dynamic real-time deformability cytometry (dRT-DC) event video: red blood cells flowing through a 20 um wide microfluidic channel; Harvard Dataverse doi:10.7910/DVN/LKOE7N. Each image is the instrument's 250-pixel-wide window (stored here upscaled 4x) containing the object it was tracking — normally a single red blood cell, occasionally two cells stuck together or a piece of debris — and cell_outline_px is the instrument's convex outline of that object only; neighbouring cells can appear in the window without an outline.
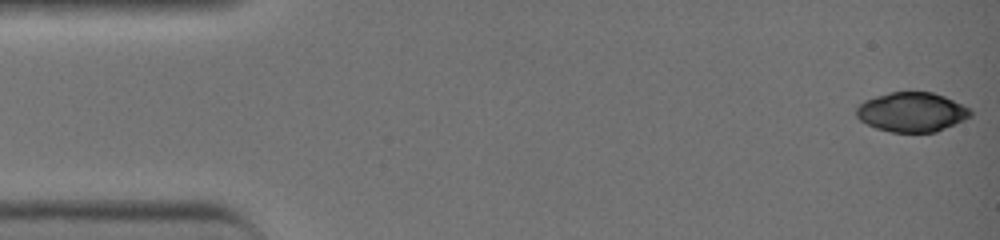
{"species": "common noctule bat (a hibernating species)", "species_latin": "Nyctalus noctula", "temperature_condition": "warm", "stored_images_in_passage": 40, "camera_frame_rate_fps": 3000, "um_per_image_px": 0.085, "animal": {"sex": "female", "body_mass_g": 19.0, "forearm_length_mm": 51.5}, "frame": {"image": 1, "passage_image": 1, "time_ms": 0.0, "image_size_px": [1000, 240], "cell_outline_px": [[972, 116], [964, 120], [936, 132], [892, 132], [876, 128], [860, 120], [856, 116], [856, 108], [864, 100], [876, 96], [892, 92], [932, 92], [944, 96], [968, 108], [972, 112]], "centroid_in_image_um": [77.49, 9.53], "position_along_channel_um": 7.5, "area_um2": 26.07}}
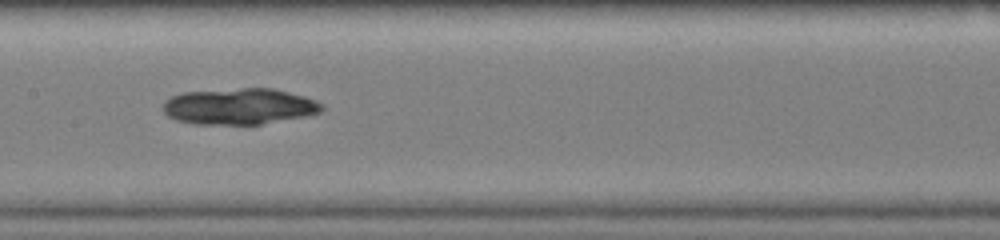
{"frame": {"image": 2, "passage_image": 21, "time_ms": 6.667, "image_size_px": [1000, 240], "cell_outline_px": [[320, 108], [316, 112], [300, 116], [260, 124], [204, 124], [180, 120], [164, 112], [164, 104], [172, 96], [184, 92], [240, 88], [276, 88], [304, 96], [316, 100], [320, 104]], "centroid_in_image_um": [20.33, 9.02], "position_along_channel_um": 187.1, "area_um2": 32.48}}
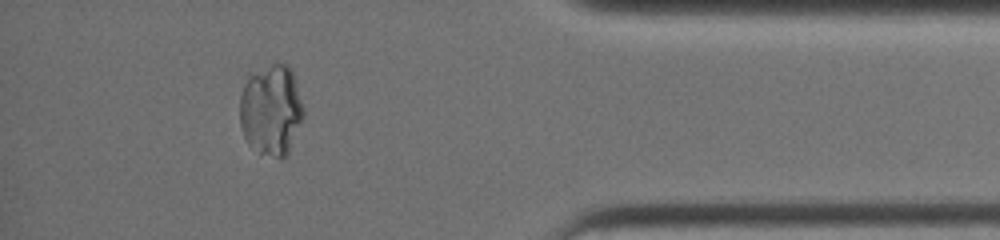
{"frame": {"image": 3, "passage_image": 37, "time_ms": 12.0, "image_size_px": [1000, 240], "cell_outline_px": [[300, 120], [288, 152], [284, 156], [276, 156], [260, 152], [248, 144], [244, 136], [240, 124], [240, 96], [248, 72], [272, 64], [288, 64], [292, 72], [300, 104]], "centroid_in_image_um": [22.95, 9.29], "position_along_channel_um": 412.2, "area_um2": 32.6}}